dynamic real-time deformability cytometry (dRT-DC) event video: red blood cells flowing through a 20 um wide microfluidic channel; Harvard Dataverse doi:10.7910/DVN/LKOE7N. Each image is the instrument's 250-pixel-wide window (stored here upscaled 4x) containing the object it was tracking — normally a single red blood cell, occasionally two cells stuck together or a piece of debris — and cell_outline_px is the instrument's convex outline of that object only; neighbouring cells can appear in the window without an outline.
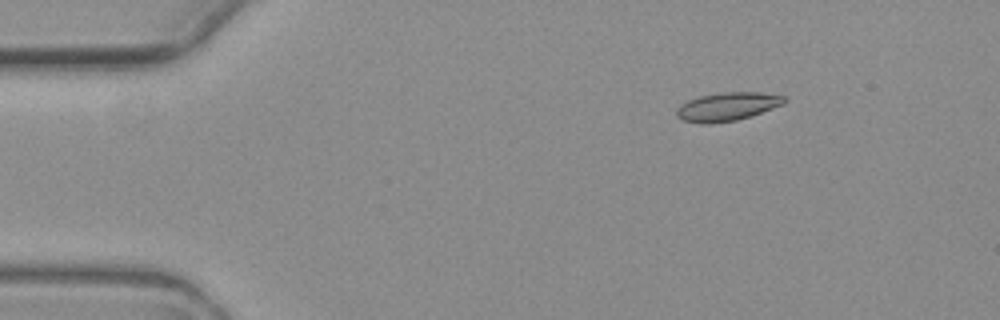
{"species": "common noctule bat (a hibernating species)", "species_latin": "Nyctalus noctula", "temperature_condition": "warm", "stored_images_in_passage": 4, "camera_frame_rate_fps": 3000, "um_per_image_px": 0.085, "animal": {"sex": "female", "body_mass_g": 19.3, "forearm_length_mm": 54.1}, "frame": {"image": 1, "passage_image": 2, "time_ms": 1.667, "image_size_px": [1000, 320], "cell_outline_px": [[788, 100], [784, 104], [736, 120], [704, 124], [684, 120], [676, 116], [676, 108], [680, 104], [688, 100], [700, 96], [724, 92], [756, 92], [784, 96]], "centroid_in_image_um": [61.79, 9.05], "position_along_channel_um": 23.2, "area_um2": 17.57}}